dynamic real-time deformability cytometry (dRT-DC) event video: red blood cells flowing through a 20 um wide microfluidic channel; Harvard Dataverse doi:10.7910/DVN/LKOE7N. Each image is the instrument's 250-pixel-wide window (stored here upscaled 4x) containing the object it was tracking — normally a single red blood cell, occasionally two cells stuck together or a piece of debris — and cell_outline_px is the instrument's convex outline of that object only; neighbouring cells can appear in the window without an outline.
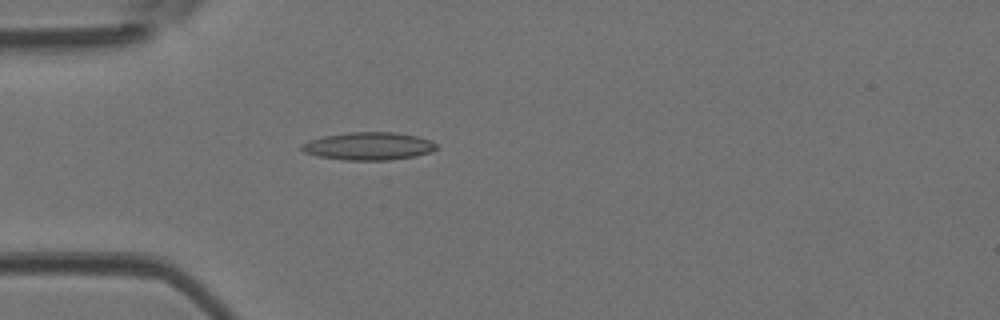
{"species": "Egyptian fruit bat (a non-hibernating species)", "species_latin": "Rousettus aegyptiacus", "temperature_condition": "room temperature", "stored_images_in_passage": 3, "camera_frame_rate_fps": 3000, "um_per_image_px": 0.085, "animal": {"sex": "female"}, "frame": {"image": 1, "passage_image": 3, "time_ms": 0.667, "image_size_px": [1000, 320], "cell_outline_px": [[436, 148], [428, 152], [412, 156], [388, 160], [348, 160], [320, 156], [304, 152], [300, 148], [300, 144], [308, 140], [324, 136], [348, 132], [396, 132], [416, 136], [432, 140], [436, 144]], "centroid_in_image_um": [31.29, 12.4], "position_along_channel_um": 53.7, "area_um2": 21.62}}